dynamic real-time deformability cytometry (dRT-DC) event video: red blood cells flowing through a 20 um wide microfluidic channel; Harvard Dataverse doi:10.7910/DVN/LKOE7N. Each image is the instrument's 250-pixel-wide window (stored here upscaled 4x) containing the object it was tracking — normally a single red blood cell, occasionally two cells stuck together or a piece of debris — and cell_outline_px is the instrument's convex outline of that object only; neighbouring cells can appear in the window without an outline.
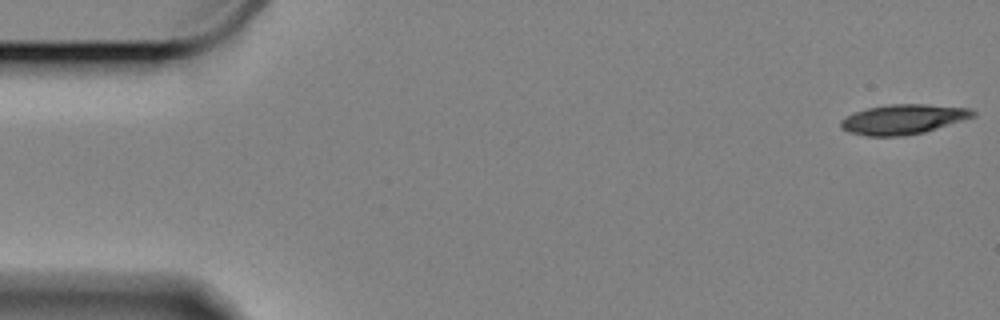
{"species": "Egyptian fruit bat (a non-hibernating species)", "species_latin": "Rousettus aegyptiacus", "temperature_condition": "cold", "stored_images_in_passage": 55, "camera_frame_rate_fps": 3000, "um_per_image_px": 0.085, "animal": {"sex": "female"}, "frame": {"image": 1, "passage_image": 1, "time_ms": 0.0, "image_size_px": [1000, 320], "cell_outline_px": [[976, 116], [924, 132], [904, 136], [868, 136], [848, 132], [840, 128], [840, 120], [856, 112], [868, 108], [888, 104], [924, 104], [972, 108], [976, 112]], "centroid_in_image_um": [76.78, 10.14], "position_along_channel_um": 8.2, "area_um2": 22.95}}
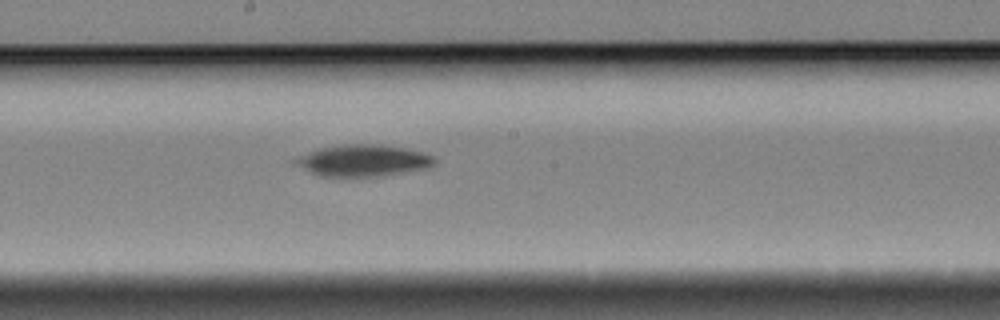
{"frame": {"image": 2, "passage_image": 31, "time_ms": 10.0, "image_size_px": [1000, 320], "cell_outline_px": [[436, 164], [432, 168], [384, 176], [320, 176], [288, 160], [308, 152], [320, 148], [340, 144], [376, 144], [404, 148], [436, 156]], "centroid_in_image_um": [30.92, 13.65], "position_along_channel_um": 217.3, "area_um2": 25.89}}
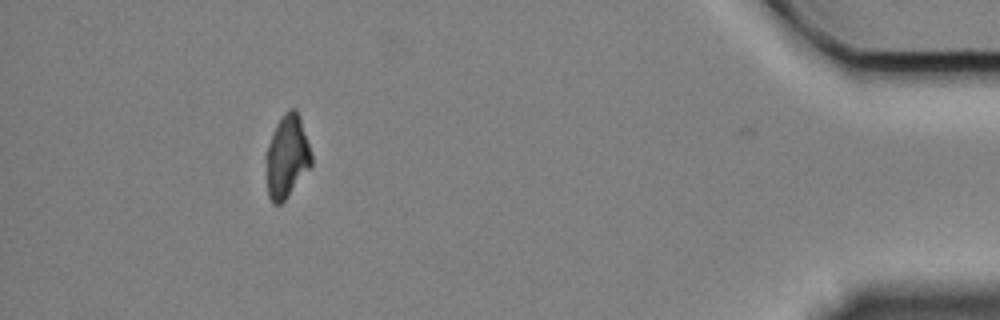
{"frame": {"image": 3, "passage_image": 54, "time_ms": 17.667, "image_size_px": [1000, 320], "cell_outline_px": [[312, 164], [288, 196], [280, 204], [272, 204], [268, 196], [264, 156], [268, 144], [276, 124], [280, 116], [288, 108], [296, 108], [300, 116], [312, 156]], "centroid_in_image_um": [24.36, 13.29], "position_along_channel_um": 410.8, "area_um2": 22.14}, "authors_computed_cell_mechanics": {"area_um2": 24.2182, "velocity_mm_per_s": 3.3131, "shape_relaxation_time_tau1_ms": 3.8976, "shape_relaxation_time_tau2_ms": null, "deformation_change_tau1": 0.118, "deformation_change_tau2": null}}